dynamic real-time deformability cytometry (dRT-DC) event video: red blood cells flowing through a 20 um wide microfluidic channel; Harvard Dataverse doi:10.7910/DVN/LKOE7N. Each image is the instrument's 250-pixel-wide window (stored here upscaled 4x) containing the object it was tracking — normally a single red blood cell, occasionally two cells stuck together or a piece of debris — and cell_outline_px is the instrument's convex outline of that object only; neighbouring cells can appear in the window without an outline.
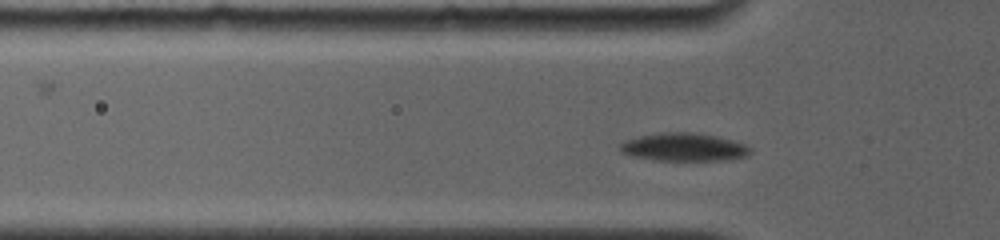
{"species": "common noctule bat (a hibernating species)", "species_latin": "Nyctalus noctula", "temperature_condition": "room temperature", "stored_images_in_passage": 27, "camera_frame_rate_fps": 4000, "um_per_image_px": 0.085, "animal": {"sex": "female", "body_mass_g": 19.0, "forearm_length_mm": 56.7}, "frame": {"image": 1, "passage_image": 7, "time_ms": 2.75, "image_size_px": [1000, 240], "cell_outline_px": [[752, 152], [748, 156], [724, 160], [656, 160], [632, 156], [620, 152], [620, 144], [624, 140], [640, 136], [660, 132], [696, 132], [716, 136], [732, 140], [744, 144], [752, 148]], "centroid_in_image_um": [58.14, 12.5], "position_along_channel_um": 67.7, "area_um2": 21.39}}
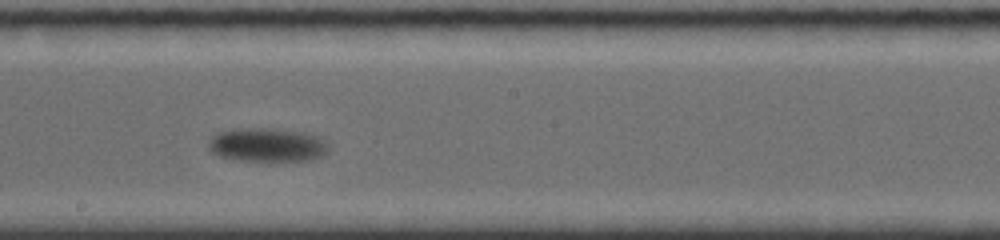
{"frame": {"image": 2, "passage_image": 17, "time_ms": 7.5, "image_size_px": [1000, 240], "cell_outline_px": [[328, 152], [320, 156], [308, 160], [240, 160], [220, 156], [212, 152], [208, 148], [208, 140], [212, 136], [220, 132], [240, 128], [264, 128], [300, 132], [316, 136], [324, 140], [328, 144]], "centroid_in_image_um": [22.68, 12.31], "position_along_channel_um": 225.5, "area_um2": 23.18}}
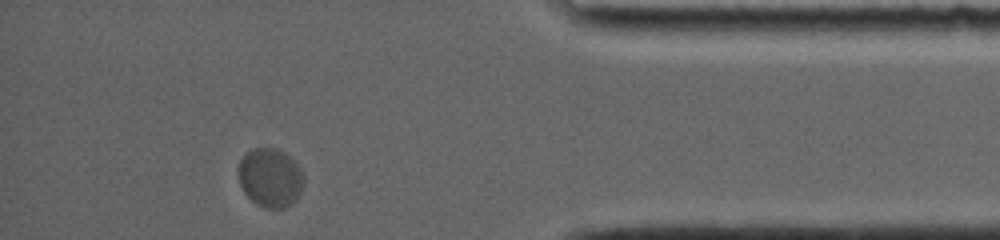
{"frame": {"image": 3, "passage_image": 25, "time_ms": 13.75, "image_size_px": [1000, 240], "cell_outline_px": [[304, 184], [296, 200], [292, 204], [284, 208], [268, 208], [256, 204], [244, 192], [240, 184], [240, 160], [244, 152], [252, 148], [276, 148], [284, 152], [300, 168], [304, 176]], "centroid_in_image_um": [22.99, 15.1], "position_along_channel_um": 412.2, "area_um2": 22.37}}